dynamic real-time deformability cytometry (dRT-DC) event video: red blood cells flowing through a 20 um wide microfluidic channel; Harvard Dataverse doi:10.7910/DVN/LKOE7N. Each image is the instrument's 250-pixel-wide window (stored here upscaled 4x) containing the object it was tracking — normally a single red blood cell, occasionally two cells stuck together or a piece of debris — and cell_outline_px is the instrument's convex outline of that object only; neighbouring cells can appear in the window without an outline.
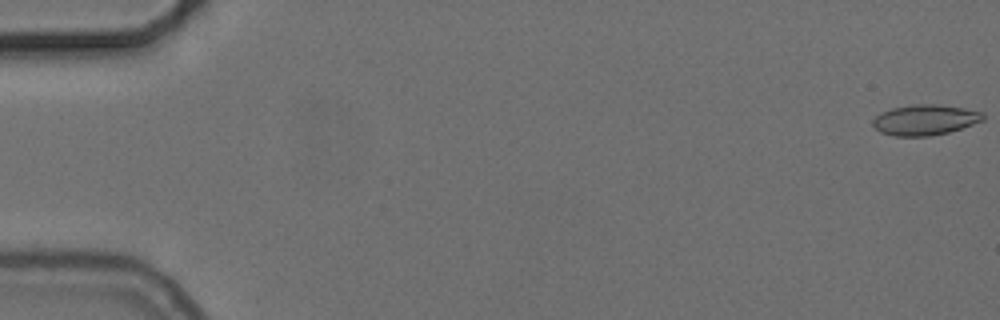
{"species": "common noctule bat (a hibernating species)", "species_latin": "Nyctalus noctula", "temperature_condition": "cold", "stored_images_in_passage": 14, "camera_frame_rate_fps": 3000, "um_per_image_px": 0.085, "animal": {"sex": "female", "body_mass_g": 24.6, "forearm_length_mm": 56.2}, "frame": {"image": 1, "passage_image": 1, "time_ms": 0.0, "image_size_px": [1000, 320], "cell_outline_px": [[984, 120], [948, 132], [928, 136], [896, 136], [880, 132], [872, 124], [872, 120], [880, 112], [892, 108], [912, 104], [936, 104], [964, 108], [984, 112]], "centroid_in_image_um": [78.61, 10.18], "position_along_channel_um": 6.4, "area_um2": 19.54}}